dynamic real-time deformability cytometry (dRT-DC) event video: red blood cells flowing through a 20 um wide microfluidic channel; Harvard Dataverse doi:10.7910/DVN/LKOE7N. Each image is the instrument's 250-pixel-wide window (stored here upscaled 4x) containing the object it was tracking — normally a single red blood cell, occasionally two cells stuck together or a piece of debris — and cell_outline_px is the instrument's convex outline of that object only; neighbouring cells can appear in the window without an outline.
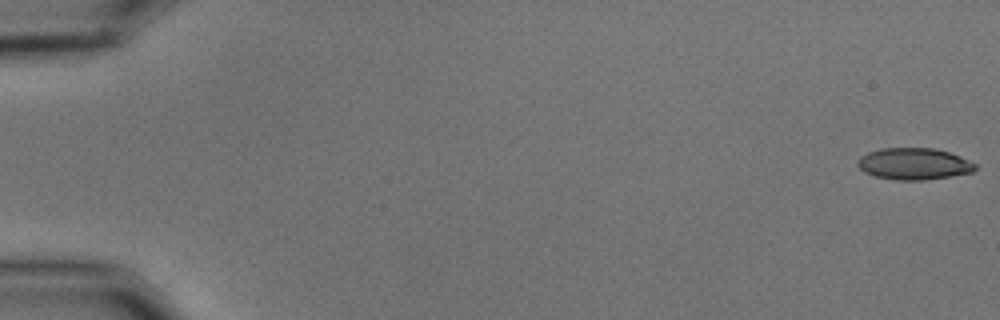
{"species": "common noctule bat (a hibernating species)", "species_latin": "Nyctalus noctula", "temperature_condition": "cold", "stored_images_in_passage": 55, "camera_frame_rate_fps": 3000, "um_per_image_px": 0.085, "animal": {"sex": "male", "body_mass_g": 15.6}, "frame": {"image": 1, "passage_image": 1, "time_ms": 0.0, "image_size_px": [1000, 320], "cell_outline_px": [[976, 168], [972, 172], [924, 180], [896, 180], [872, 176], [864, 172], [856, 164], [860, 156], [868, 152], [880, 148], [932, 148], [948, 152], [968, 160], [976, 164]], "centroid_in_image_um": [77.62, 13.93], "position_along_channel_um": 7.4, "area_um2": 21.62}}
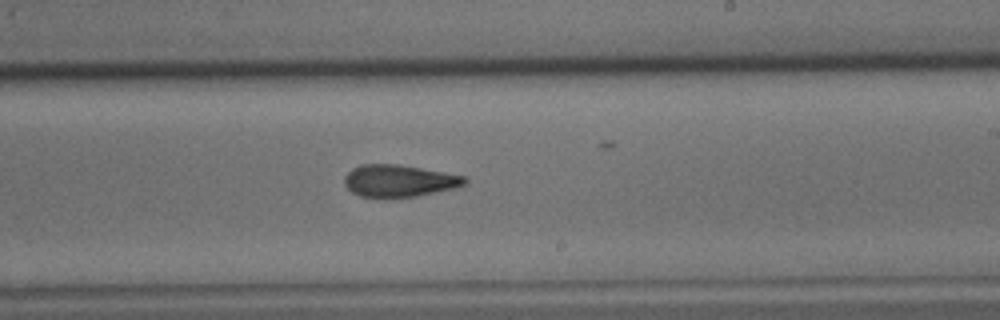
{"frame": {"image": 2, "passage_image": 34, "time_ms": 11.0, "image_size_px": [1000, 320], "cell_outline_px": [[468, 180], [464, 184], [456, 188], [416, 196], [392, 200], [360, 196], [352, 192], [344, 184], [344, 176], [352, 168], [360, 164], [396, 164], [444, 172], [464, 176]], "centroid_in_image_um": [33.88, 15.4], "position_along_channel_um": 255.1, "area_um2": 22.95}}
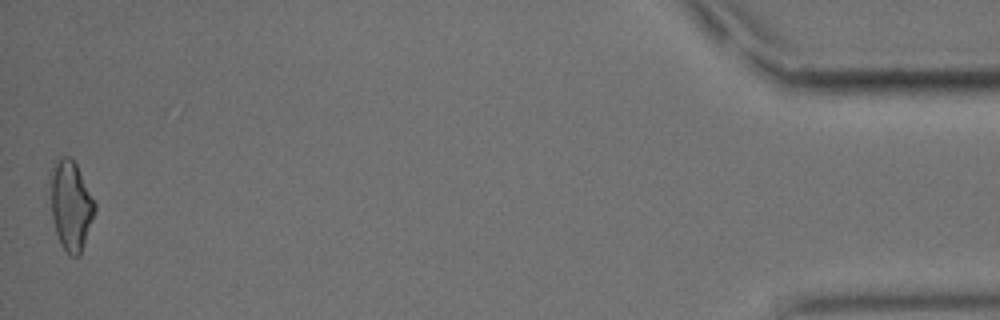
{"frame": {"image": 3, "passage_image": 55, "time_ms": 18.0, "image_size_px": [1000, 320], "cell_outline_px": [[96, 208], [80, 256], [68, 256], [60, 244], [56, 232], [52, 216], [52, 168], [64, 156], [72, 156], [96, 204]], "centroid_in_image_um": [6.05, 17.52], "position_along_channel_um": 429.2, "area_um2": 22.54}, "authors_computed_cell_mechanics": {"area_um2": 22.5998, "velocity_mm_per_s": 3.6911, "shape_relaxation_time_tau1_ms": 10.7876, "shape_relaxation_time_tau2_ms": 4.0509, "deformation_change_tau1": 0.2246, "deformation_change_tau2": 0.1395}}